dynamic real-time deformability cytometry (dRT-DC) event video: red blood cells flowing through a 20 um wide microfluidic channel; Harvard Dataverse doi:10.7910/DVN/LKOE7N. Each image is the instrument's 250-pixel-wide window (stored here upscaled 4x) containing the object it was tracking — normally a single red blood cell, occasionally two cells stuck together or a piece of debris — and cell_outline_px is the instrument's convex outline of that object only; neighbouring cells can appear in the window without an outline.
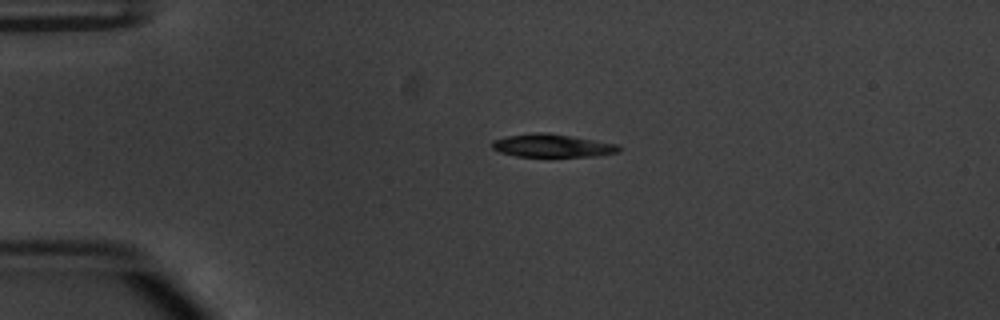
{"species": "common noctule bat (a hibernating species)", "species_latin": "Nyctalus noctula", "temperature_condition": "warm", "stored_images_in_passage": 53, "camera_frame_rate_fps": 3000, "um_per_image_px": 0.085, "animal": {"sex": "male", "body_mass_g": 20.1, "forearm_length_mm": 53.5}, "frame": {"image": 1, "passage_image": 12, "time_ms": 3.667, "image_size_px": [1000, 320], "cell_outline_px": [[624, 148], [620, 152], [596, 156], [516, 156], [500, 152], [492, 148], [492, 140], [504, 136], [532, 132], [548, 132], [616, 144]], "centroid_in_image_um": [46.93, 12.37], "position_along_channel_um": 38.1, "area_um2": 17.11}}
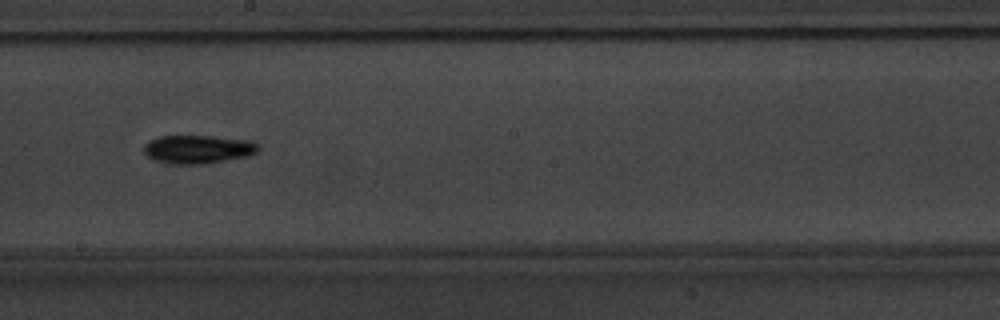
{"frame": {"image": 2, "passage_image": 30, "time_ms": 9.667, "image_size_px": [1000, 320], "cell_outline_px": [[260, 148], [256, 152], [248, 156], [208, 164], [176, 164], [160, 160], [148, 156], [144, 152], [144, 144], [148, 140], [160, 136], [212, 136], [252, 140], [260, 144]], "centroid_in_image_um": [16.9, 12.67], "position_along_channel_um": 231.3, "area_um2": 19.02}}
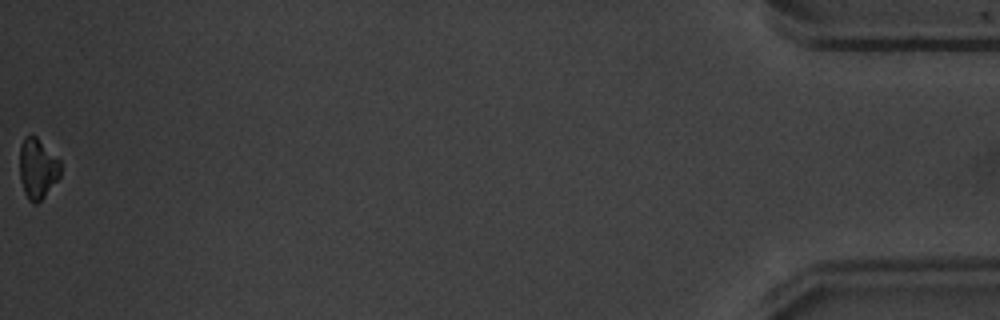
{"frame": {"image": 3, "passage_image": 53, "time_ms": 17.333, "image_size_px": [1000, 320], "cell_outline_px": [[60, 176], [44, 196], [36, 204], [32, 204], [28, 200], [24, 192], [20, 180], [20, 148], [24, 136], [36, 136], [60, 160]], "centroid_in_image_um": [3.18, 14.33], "position_along_channel_um": 432.0, "area_um2": 14.28}, "authors_computed_cell_mechanics": {"area_um2": 17.2244, "velocity_mm_per_s": 3.836, "shape_relaxation_time_tau1_ms": 1.5949, "shape_relaxation_time_tau2_ms": null, "deformation_change_tau1": 0.1207, "deformation_change_tau2": null}}